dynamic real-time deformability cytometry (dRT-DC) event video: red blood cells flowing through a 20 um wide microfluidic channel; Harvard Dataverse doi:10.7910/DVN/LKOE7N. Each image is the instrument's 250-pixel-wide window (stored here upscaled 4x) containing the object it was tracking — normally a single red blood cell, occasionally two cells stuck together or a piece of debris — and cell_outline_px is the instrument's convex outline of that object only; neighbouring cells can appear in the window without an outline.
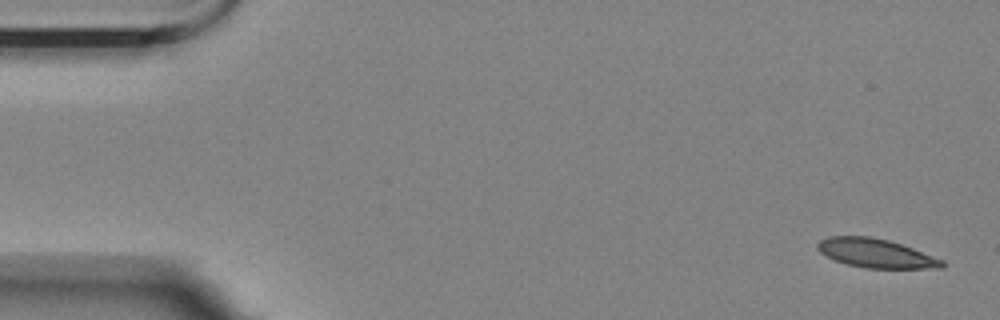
{"species": "Egyptian fruit bat (a non-hibernating species)", "species_latin": "Rousettus aegyptiacus", "temperature_condition": "room temperature", "stored_images_in_passage": 7, "camera_frame_rate_fps": 3000, "um_per_image_px": 0.085, "animal": {"sex": "female"}, "frame": {"image": 1, "passage_image": 1, "time_ms": 0.0, "image_size_px": [1000, 320], "cell_outline_px": [[944, 268], [864, 268], [832, 260], [820, 252], [816, 248], [816, 244], [820, 240], [828, 236], [868, 236], [888, 240], [912, 248], [944, 260]], "centroid_in_image_um": [74.41, 21.53], "position_along_channel_um": 10.6, "area_um2": 20.98}}
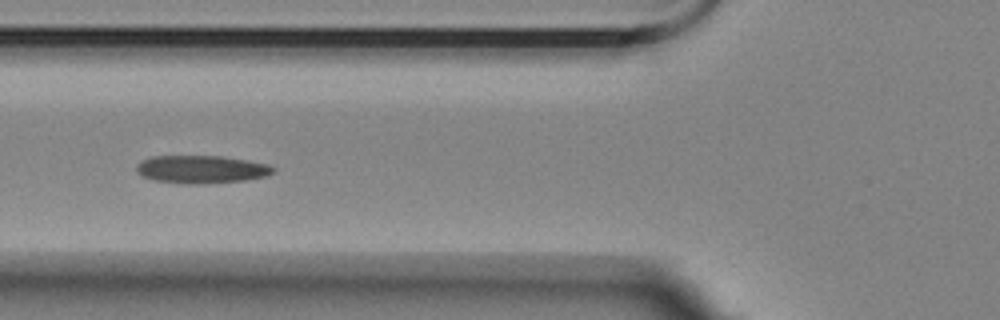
{"frame": {"image": 2, "passage_image": 5, "time_ms": 6.333, "image_size_px": [1000, 320], "cell_outline_px": [[276, 172], [268, 176], [244, 180], [196, 184], [188, 184], [152, 180], [136, 172], [136, 164], [152, 156], [220, 156], [248, 160], [268, 164], [276, 168]], "centroid_in_image_um": [17.15, 14.39], "position_along_channel_um": 108.6, "area_um2": 22.25}}
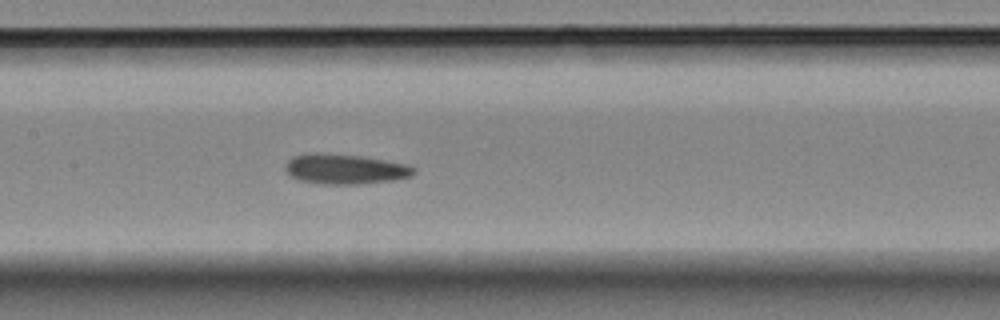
{"frame": {"image": 3, "passage_image": 7, "time_ms": 8.333, "image_size_px": [1000, 320], "cell_outline_px": [[416, 172], [412, 176], [396, 180], [360, 184], [320, 184], [300, 180], [292, 176], [284, 168], [288, 160], [292, 156], [324, 152], [360, 156], [408, 164], [416, 168]], "centroid_in_image_um": [29.38, 14.37], "position_along_channel_um": 178.0, "area_um2": 22.6}}